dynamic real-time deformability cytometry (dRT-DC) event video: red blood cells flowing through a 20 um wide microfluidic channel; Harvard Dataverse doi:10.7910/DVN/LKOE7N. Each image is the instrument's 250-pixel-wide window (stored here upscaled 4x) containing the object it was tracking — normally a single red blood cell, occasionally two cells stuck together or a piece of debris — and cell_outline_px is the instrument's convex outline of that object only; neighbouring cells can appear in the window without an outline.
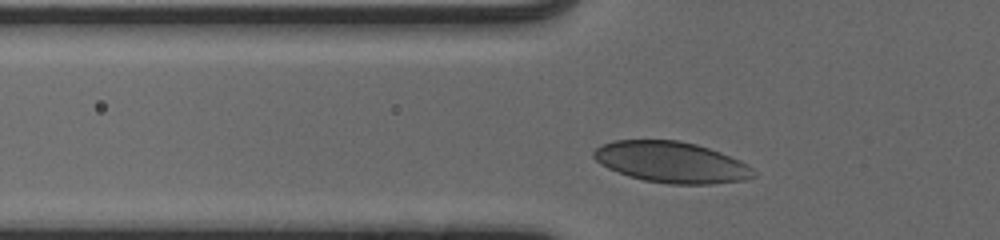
{"species": "human", "species_latin": "Homo sapiens", "temperature_condition": "cold", "stored_images_in_passage": 32, "camera_frame_rate_fps": 3000, "um_per_image_px": 0.085, "donor": {"sex": "male"}, "frame": {"image": 1, "passage_image": 5, "time_ms": 1.333, "image_size_px": [1000, 240], "cell_outline_px": [[756, 176], [744, 180], [708, 184], [668, 184], [644, 180], [628, 176], [608, 168], [600, 164], [592, 156], [592, 152], [596, 148], [604, 144], [616, 140], [680, 140], [696, 144], [720, 152], [740, 160], [752, 168], [756, 172]], "centroid_in_image_um": [57.07, 13.79], "position_along_channel_um": 68.7, "area_um2": 38.21}}
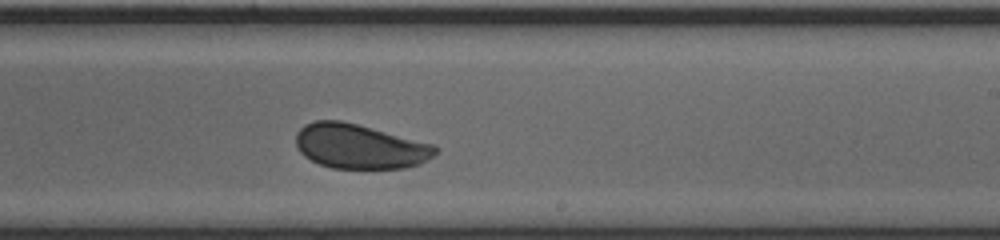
{"frame": {"image": 2, "passage_image": 20, "time_ms": 6.333, "image_size_px": [1000, 240], "cell_outline_px": [[440, 148], [428, 160], [420, 164], [404, 168], [332, 168], [320, 164], [304, 156], [296, 148], [296, 132], [304, 124], [316, 120], [340, 120], [356, 124], [432, 144]], "centroid_in_image_um": [30.54, 12.44], "position_along_channel_um": 258.5, "area_um2": 36.07}}
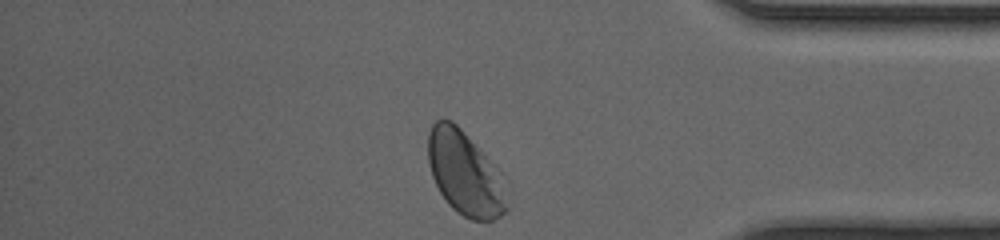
{"frame": {"image": 3, "passage_image": 32, "time_ms": 10.333, "image_size_px": [1000, 240], "cell_outline_px": [[508, 208], [500, 216], [492, 220], [472, 220], [456, 212], [448, 204], [440, 192], [432, 176], [428, 164], [428, 132], [432, 124], [436, 120], [452, 120], [460, 128], [484, 156]], "centroid_in_image_um": [39.35, 14.74], "position_along_channel_um": 395.9, "area_um2": 36.18}, "authors_computed_cell_mechanics": {"area_um2": 36.992, "velocity_mm_per_s": 3.868, "shape_relaxation_time_tau1_ms": 1.9986, "shape_relaxation_time_tau2_ms": null, "deformation_change_tau1": 0.0683, "deformation_change_tau2": null}}